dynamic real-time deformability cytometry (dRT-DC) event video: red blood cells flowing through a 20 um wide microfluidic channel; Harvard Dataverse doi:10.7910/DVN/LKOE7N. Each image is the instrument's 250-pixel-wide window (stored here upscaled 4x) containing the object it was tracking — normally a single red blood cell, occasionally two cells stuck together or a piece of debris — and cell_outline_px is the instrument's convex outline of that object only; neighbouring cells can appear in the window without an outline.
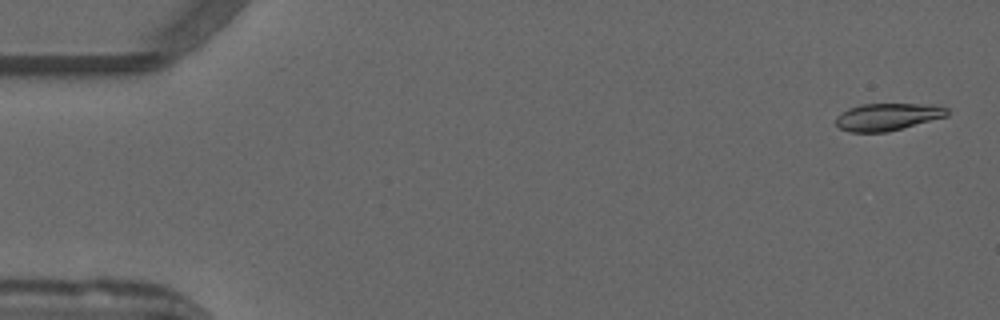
{"species": "common noctule bat (a hibernating species)", "species_latin": "Nyctalus noctula", "temperature_condition": "warm", "stored_images_in_passage": 52, "camera_frame_rate_fps": 3000, "um_per_image_px": 0.085, "animal": {"sex": "male", "forearm_length_mm": 52.5}, "frame": {"image": 1, "passage_image": 2, "time_ms": 0.333, "image_size_px": [1000, 320], "cell_outline_px": [[948, 116], [888, 132], [848, 132], [840, 128], [836, 124], [836, 116], [848, 108], [860, 104], [936, 104], [948, 108]], "centroid_in_image_um": [75.46, 9.92], "position_along_channel_um": 9.5, "area_um2": 17.86}}
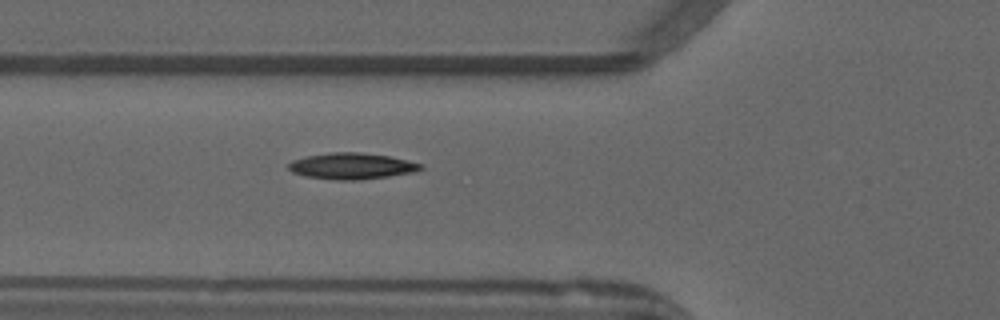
{"frame": {"image": 2, "passage_image": 19, "time_ms": 6.0, "image_size_px": [1000, 320], "cell_outline_px": [[424, 168], [416, 172], [360, 180], [336, 180], [304, 176], [292, 172], [288, 168], [288, 164], [292, 160], [304, 156], [328, 152], [360, 152], [388, 156], [408, 160], [424, 164]], "centroid_in_image_um": [29.9, 14.11], "position_along_channel_um": 95.9, "area_um2": 20.46}}
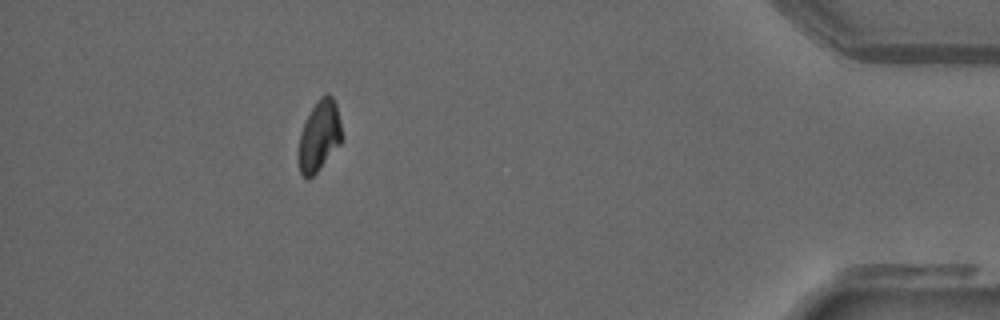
{"frame": {"image": 3, "passage_image": 47, "time_ms": 15.333, "image_size_px": [1000, 320], "cell_outline_px": [[340, 144], [316, 172], [308, 180], [300, 172], [300, 132], [316, 100], [324, 92], [328, 92], [332, 96], [336, 104], [340, 124]], "centroid_in_image_um": [27.14, 11.49], "position_along_channel_um": 408.1, "area_um2": 17.22}, "authors_computed_cell_mechanics": {"area_um2": 18.8139, "velocity_mm_per_s": 3.9437, "shape_relaxation_time_tau1_ms": 7.5857, "shape_relaxation_time_tau2_ms": null, "deformation_change_tau1": 0.1965, "deformation_change_tau2": null}}